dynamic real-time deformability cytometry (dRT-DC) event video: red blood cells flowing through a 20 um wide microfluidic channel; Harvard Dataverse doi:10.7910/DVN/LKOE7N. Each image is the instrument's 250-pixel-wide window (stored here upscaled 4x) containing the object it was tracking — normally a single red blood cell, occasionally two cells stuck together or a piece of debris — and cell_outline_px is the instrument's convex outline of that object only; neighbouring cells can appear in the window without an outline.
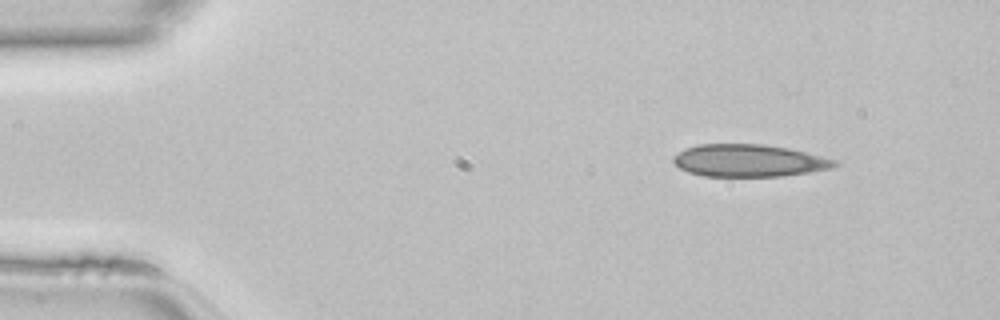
{"species": "common noctule bat (a hibernating species)", "species_latin": "Nyctalus noctula", "temperature_condition": "room temperature", "stored_images_in_passage": 27, "camera_frame_rate_fps": 3000, "um_per_image_px": 0.085, "animal": {"sex": "female", "body_mass_g": 22.7, "forearm_length_mm": 54.2}, "frame": {"image": 1, "passage_image": 1, "time_ms": 0.0, "image_size_px": [1000, 320], "cell_outline_px": [[840, 164], [832, 168], [808, 172], [780, 176], [704, 176], [688, 172], [680, 168], [672, 160], [672, 156], [684, 148], [700, 144], [764, 144], [788, 148], [840, 160]], "centroid_in_image_um": [63.67, 13.64], "position_along_channel_um": 21.3, "area_um2": 30.52}}
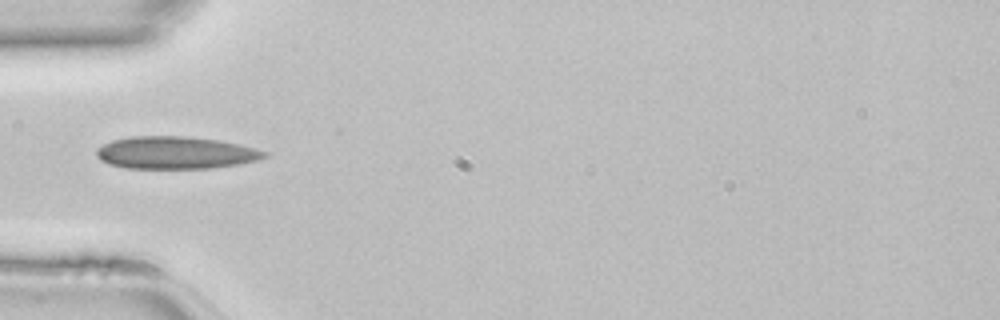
{"frame": {"image": 2, "passage_image": 10, "time_ms": 3.0, "image_size_px": [1000, 320], "cell_outline_px": [[268, 156], [260, 160], [240, 164], [212, 168], [124, 168], [108, 164], [100, 160], [96, 156], [96, 148], [112, 140], [132, 136], [184, 136], [216, 140], [240, 144], [268, 152]], "centroid_in_image_um": [14.92, 12.99], "position_along_channel_um": 70.1, "area_um2": 31.91}}
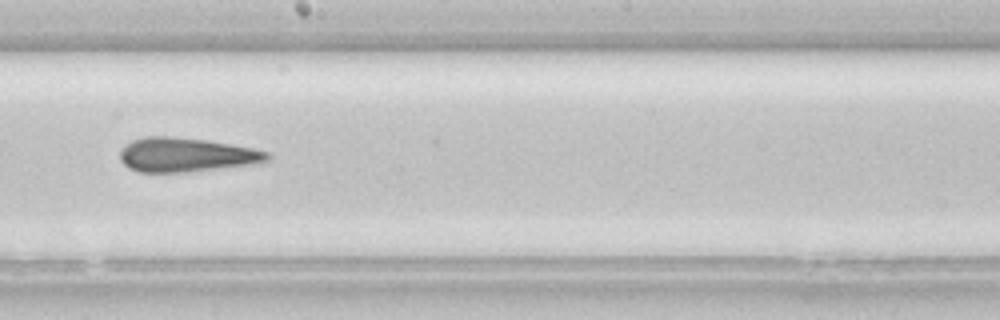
{"frame": {"image": 3, "passage_image": 21, "time_ms": 6.667, "image_size_px": [1000, 320], "cell_outline_px": [[272, 156], [268, 160], [248, 164], [184, 172], [140, 172], [128, 168], [120, 160], [120, 152], [132, 140], [144, 136], [172, 136], [208, 140], [252, 148], [268, 152]], "centroid_in_image_um": [15.78, 13.15], "position_along_channel_um": 232.4, "area_um2": 28.96}}